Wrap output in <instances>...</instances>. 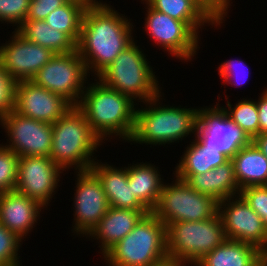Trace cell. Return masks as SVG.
<instances>
[{
  "mask_svg": "<svg viewBox=\"0 0 267 266\" xmlns=\"http://www.w3.org/2000/svg\"><path fill=\"white\" fill-rule=\"evenodd\" d=\"M124 17L106 3L85 9L76 50L88 73L97 76L134 42L133 25Z\"/></svg>",
  "mask_w": 267,
  "mask_h": 266,
  "instance_id": "1",
  "label": "cell"
},
{
  "mask_svg": "<svg viewBox=\"0 0 267 266\" xmlns=\"http://www.w3.org/2000/svg\"><path fill=\"white\" fill-rule=\"evenodd\" d=\"M134 103L129 96L99 81L85 89L76 107L101 141L112 135L129 141L135 126Z\"/></svg>",
  "mask_w": 267,
  "mask_h": 266,
  "instance_id": "2",
  "label": "cell"
},
{
  "mask_svg": "<svg viewBox=\"0 0 267 266\" xmlns=\"http://www.w3.org/2000/svg\"><path fill=\"white\" fill-rule=\"evenodd\" d=\"M52 130L49 156L53 162L63 171L72 166H76L74 169L79 171L90 169L95 162L92 154L102 145V141L92 131L85 115L76 106H72L52 124Z\"/></svg>",
  "mask_w": 267,
  "mask_h": 266,
  "instance_id": "3",
  "label": "cell"
},
{
  "mask_svg": "<svg viewBox=\"0 0 267 266\" xmlns=\"http://www.w3.org/2000/svg\"><path fill=\"white\" fill-rule=\"evenodd\" d=\"M160 97L161 94L146 102L148 108L135 110V126L129 141L165 145L197 132L199 109L160 106L157 104Z\"/></svg>",
  "mask_w": 267,
  "mask_h": 266,
  "instance_id": "4",
  "label": "cell"
},
{
  "mask_svg": "<svg viewBox=\"0 0 267 266\" xmlns=\"http://www.w3.org/2000/svg\"><path fill=\"white\" fill-rule=\"evenodd\" d=\"M109 266H152L168 257L167 227L152 212L104 255Z\"/></svg>",
  "mask_w": 267,
  "mask_h": 266,
  "instance_id": "5",
  "label": "cell"
},
{
  "mask_svg": "<svg viewBox=\"0 0 267 266\" xmlns=\"http://www.w3.org/2000/svg\"><path fill=\"white\" fill-rule=\"evenodd\" d=\"M97 77L107 87L132 100L139 98L137 100L145 103L161 93L146 55L135 42L123 50Z\"/></svg>",
  "mask_w": 267,
  "mask_h": 266,
  "instance_id": "6",
  "label": "cell"
},
{
  "mask_svg": "<svg viewBox=\"0 0 267 266\" xmlns=\"http://www.w3.org/2000/svg\"><path fill=\"white\" fill-rule=\"evenodd\" d=\"M226 240L223 223L217 213L202 221H180L167 228L168 257L196 264Z\"/></svg>",
  "mask_w": 267,
  "mask_h": 266,
  "instance_id": "7",
  "label": "cell"
},
{
  "mask_svg": "<svg viewBox=\"0 0 267 266\" xmlns=\"http://www.w3.org/2000/svg\"><path fill=\"white\" fill-rule=\"evenodd\" d=\"M152 213L168 228L175 222L202 221L214 217L218 213V201L176 177L174 184L163 183Z\"/></svg>",
  "mask_w": 267,
  "mask_h": 266,
  "instance_id": "8",
  "label": "cell"
},
{
  "mask_svg": "<svg viewBox=\"0 0 267 266\" xmlns=\"http://www.w3.org/2000/svg\"><path fill=\"white\" fill-rule=\"evenodd\" d=\"M88 71L78 51L55 54L32 78L36 85L62 96L77 106L84 92ZM80 99V100H79Z\"/></svg>",
  "mask_w": 267,
  "mask_h": 266,
  "instance_id": "9",
  "label": "cell"
},
{
  "mask_svg": "<svg viewBox=\"0 0 267 266\" xmlns=\"http://www.w3.org/2000/svg\"><path fill=\"white\" fill-rule=\"evenodd\" d=\"M218 105L198 110V128L194 134L204 146L214 148L231 159L252 140L229 118L224 107Z\"/></svg>",
  "mask_w": 267,
  "mask_h": 266,
  "instance_id": "10",
  "label": "cell"
},
{
  "mask_svg": "<svg viewBox=\"0 0 267 266\" xmlns=\"http://www.w3.org/2000/svg\"><path fill=\"white\" fill-rule=\"evenodd\" d=\"M233 198L218 202L226 238L254 245L267 255V229L261 217L240 194Z\"/></svg>",
  "mask_w": 267,
  "mask_h": 266,
  "instance_id": "11",
  "label": "cell"
},
{
  "mask_svg": "<svg viewBox=\"0 0 267 266\" xmlns=\"http://www.w3.org/2000/svg\"><path fill=\"white\" fill-rule=\"evenodd\" d=\"M0 124L6 130L9 144L4 145L22 156H49L51 152L52 124L37 121L15 111L2 117Z\"/></svg>",
  "mask_w": 267,
  "mask_h": 266,
  "instance_id": "12",
  "label": "cell"
},
{
  "mask_svg": "<svg viewBox=\"0 0 267 266\" xmlns=\"http://www.w3.org/2000/svg\"><path fill=\"white\" fill-rule=\"evenodd\" d=\"M147 9L145 28L150 38L172 57L185 61L193 58L199 48V36L185 22L173 19L149 5Z\"/></svg>",
  "mask_w": 267,
  "mask_h": 266,
  "instance_id": "13",
  "label": "cell"
},
{
  "mask_svg": "<svg viewBox=\"0 0 267 266\" xmlns=\"http://www.w3.org/2000/svg\"><path fill=\"white\" fill-rule=\"evenodd\" d=\"M62 171L50 156L19 157L15 190L44 207L54 195Z\"/></svg>",
  "mask_w": 267,
  "mask_h": 266,
  "instance_id": "14",
  "label": "cell"
},
{
  "mask_svg": "<svg viewBox=\"0 0 267 266\" xmlns=\"http://www.w3.org/2000/svg\"><path fill=\"white\" fill-rule=\"evenodd\" d=\"M76 183L73 230L77 235L88 236L107 213L109 203L99 178L91 169L79 171Z\"/></svg>",
  "mask_w": 267,
  "mask_h": 266,
  "instance_id": "15",
  "label": "cell"
},
{
  "mask_svg": "<svg viewBox=\"0 0 267 266\" xmlns=\"http://www.w3.org/2000/svg\"><path fill=\"white\" fill-rule=\"evenodd\" d=\"M11 41L0 46V63L17 81H28L55 55L50 49L26 40L16 29Z\"/></svg>",
  "mask_w": 267,
  "mask_h": 266,
  "instance_id": "16",
  "label": "cell"
},
{
  "mask_svg": "<svg viewBox=\"0 0 267 266\" xmlns=\"http://www.w3.org/2000/svg\"><path fill=\"white\" fill-rule=\"evenodd\" d=\"M71 107L62 96L36 85L31 80L17 83L14 111L21 115L54 124Z\"/></svg>",
  "mask_w": 267,
  "mask_h": 266,
  "instance_id": "17",
  "label": "cell"
},
{
  "mask_svg": "<svg viewBox=\"0 0 267 266\" xmlns=\"http://www.w3.org/2000/svg\"><path fill=\"white\" fill-rule=\"evenodd\" d=\"M43 208L45 207L37 201L17 190L2 193L0 194V223L22 239L34 228Z\"/></svg>",
  "mask_w": 267,
  "mask_h": 266,
  "instance_id": "18",
  "label": "cell"
},
{
  "mask_svg": "<svg viewBox=\"0 0 267 266\" xmlns=\"http://www.w3.org/2000/svg\"><path fill=\"white\" fill-rule=\"evenodd\" d=\"M150 212L148 210H132L109 207L104 217L88 234L93 239L97 238L104 255L118 241L128 235L138 222Z\"/></svg>",
  "mask_w": 267,
  "mask_h": 266,
  "instance_id": "19",
  "label": "cell"
},
{
  "mask_svg": "<svg viewBox=\"0 0 267 266\" xmlns=\"http://www.w3.org/2000/svg\"><path fill=\"white\" fill-rule=\"evenodd\" d=\"M90 169L99 178L109 207L147 210L133 195V190L128 184V167L118 169L107 163L99 164L95 161Z\"/></svg>",
  "mask_w": 267,
  "mask_h": 266,
  "instance_id": "20",
  "label": "cell"
},
{
  "mask_svg": "<svg viewBox=\"0 0 267 266\" xmlns=\"http://www.w3.org/2000/svg\"><path fill=\"white\" fill-rule=\"evenodd\" d=\"M194 266H267V255L254 245L226 238Z\"/></svg>",
  "mask_w": 267,
  "mask_h": 266,
  "instance_id": "21",
  "label": "cell"
},
{
  "mask_svg": "<svg viewBox=\"0 0 267 266\" xmlns=\"http://www.w3.org/2000/svg\"><path fill=\"white\" fill-rule=\"evenodd\" d=\"M186 182L196 191L206 194L218 202L240 194L231 160L213 170L192 175Z\"/></svg>",
  "mask_w": 267,
  "mask_h": 266,
  "instance_id": "22",
  "label": "cell"
},
{
  "mask_svg": "<svg viewBox=\"0 0 267 266\" xmlns=\"http://www.w3.org/2000/svg\"><path fill=\"white\" fill-rule=\"evenodd\" d=\"M240 190L249 186L267 185V157L251 142L231 159Z\"/></svg>",
  "mask_w": 267,
  "mask_h": 266,
  "instance_id": "23",
  "label": "cell"
},
{
  "mask_svg": "<svg viewBox=\"0 0 267 266\" xmlns=\"http://www.w3.org/2000/svg\"><path fill=\"white\" fill-rule=\"evenodd\" d=\"M193 140L190 146L186 147L175 170V176L183 181H187L192 175L213 170L230 160L216 149L204 146L196 137Z\"/></svg>",
  "mask_w": 267,
  "mask_h": 266,
  "instance_id": "24",
  "label": "cell"
},
{
  "mask_svg": "<svg viewBox=\"0 0 267 266\" xmlns=\"http://www.w3.org/2000/svg\"><path fill=\"white\" fill-rule=\"evenodd\" d=\"M161 175L150 163L128 166V184L133 195L149 211L152 212L158 203L163 182Z\"/></svg>",
  "mask_w": 267,
  "mask_h": 266,
  "instance_id": "25",
  "label": "cell"
},
{
  "mask_svg": "<svg viewBox=\"0 0 267 266\" xmlns=\"http://www.w3.org/2000/svg\"><path fill=\"white\" fill-rule=\"evenodd\" d=\"M16 29L26 40L48 48L55 54L76 50V44L65 33L51 28L45 20H25Z\"/></svg>",
  "mask_w": 267,
  "mask_h": 266,
  "instance_id": "26",
  "label": "cell"
},
{
  "mask_svg": "<svg viewBox=\"0 0 267 266\" xmlns=\"http://www.w3.org/2000/svg\"><path fill=\"white\" fill-rule=\"evenodd\" d=\"M151 8L185 22L197 35L204 23L216 22L194 0H141Z\"/></svg>",
  "mask_w": 267,
  "mask_h": 266,
  "instance_id": "27",
  "label": "cell"
},
{
  "mask_svg": "<svg viewBox=\"0 0 267 266\" xmlns=\"http://www.w3.org/2000/svg\"><path fill=\"white\" fill-rule=\"evenodd\" d=\"M86 8L82 3L68 0L49 13L45 21L51 28L65 33L77 45Z\"/></svg>",
  "mask_w": 267,
  "mask_h": 266,
  "instance_id": "28",
  "label": "cell"
},
{
  "mask_svg": "<svg viewBox=\"0 0 267 266\" xmlns=\"http://www.w3.org/2000/svg\"><path fill=\"white\" fill-rule=\"evenodd\" d=\"M227 106L228 109L224 108V110L229 118L243 129L251 140L259 135V117L256 101L243 99V101H238L234 108L227 101Z\"/></svg>",
  "mask_w": 267,
  "mask_h": 266,
  "instance_id": "29",
  "label": "cell"
},
{
  "mask_svg": "<svg viewBox=\"0 0 267 266\" xmlns=\"http://www.w3.org/2000/svg\"><path fill=\"white\" fill-rule=\"evenodd\" d=\"M19 156L10 148L0 146V194L15 190Z\"/></svg>",
  "mask_w": 267,
  "mask_h": 266,
  "instance_id": "30",
  "label": "cell"
},
{
  "mask_svg": "<svg viewBox=\"0 0 267 266\" xmlns=\"http://www.w3.org/2000/svg\"><path fill=\"white\" fill-rule=\"evenodd\" d=\"M20 239L0 223V266H19Z\"/></svg>",
  "mask_w": 267,
  "mask_h": 266,
  "instance_id": "31",
  "label": "cell"
},
{
  "mask_svg": "<svg viewBox=\"0 0 267 266\" xmlns=\"http://www.w3.org/2000/svg\"><path fill=\"white\" fill-rule=\"evenodd\" d=\"M17 83L0 63V119L15 109Z\"/></svg>",
  "mask_w": 267,
  "mask_h": 266,
  "instance_id": "32",
  "label": "cell"
},
{
  "mask_svg": "<svg viewBox=\"0 0 267 266\" xmlns=\"http://www.w3.org/2000/svg\"><path fill=\"white\" fill-rule=\"evenodd\" d=\"M30 0H0V21L19 27L29 11Z\"/></svg>",
  "mask_w": 267,
  "mask_h": 266,
  "instance_id": "33",
  "label": "cell"
},
{
  "mask_svg": "<svg viewBox=\"0 0 267 266\" xmlns=\"http://www.w3.org/2000/svg\"><path fill=\"white\" fill-rule=\"evenodd\" d=\"M240 195L261 217L263 225L267 229V185L246 187L240 190Z\"/></svg>",
  "mask_w": 267,
  "mask_h": 266,
  "instance_id": "34",
  "label": "cell"
},
{
  "mask_svg": "<svg viewBox=\"0 0 267 266\" xmlns=\"http://www.w3.org/2000/svg\"><path fill=\"white\" fill-rule=\"evenodd\" d=\"M68 0H30L29 11L26 20H45L49 13Z\"/></svg>",
  "mask_w": 267,
  "mask_h": 266,
  "instance_id": "35",
  "label": "cell"
},
{
  "mask_svg": "<svg viewBox=\"0 0 267 266\" xmlns=\"http://www.w3.org/2000/svg\"><path fill=\"white\" fill-rule=\"evenodd\" d=\"M238 65H239V67L242 68V69H240V72H243L244 71L243 68H244V66L246 67V65H244V62L242 60H238V59L237 60H233L232 59V60L225 61V62L221 63V65H219V67H218L219 76H221V78L224 81H226L228 84H232V85H235V86L243 84L245 82V80H244V78L246 77L245 75H244L245 77L243 76L244 77L243 78L244 82H242L243 81L242 79L239 80L240 82L237 81L238 74L240 73V72L237 73V71L239 69V68L237 69ZM241 70H243V71H241ZM247 72L250 73L249 71H247ZM248 73H247V76L249 77ZM234 78L236 80L235 82L232 81V79L234 80Z\"/></svg>",
  "mask_w": 267,
  "mask_h": 266,
  "instance_id": "36",
  "label": "cell"
},
{
  "mask_svg": "<svg viewBox=\"0 0 267 266\" xmlns=\"http://www.w3.org/2000/svg\"><path fill=\"white\" fill-rule=\"evenodd\" d=\"M259 117V135L267 133V89L256 102Z\"/></svg>",
  "mask_w": 267,
  "mask_h": 266,
  "instance_id": "37",
  "label": "cell"
},
{
  "mask_svg": "<svg viewBox=\"0 0 267 266\" xmlns=\"http://www.w3.org/2000/svg\"><path fill=\"white\" fill-rule=\"evenodd\" d=\"M215 22L221 25L225 17L209 0H194Z\"/></svg>",
  "mask_w": 267,
  "mask_h": 266,
  "instance_id": "38",
  "label": "cell"
},
{
  "mask_svg": "<svg viewBox=\"0 0 267 266\" xmlns=\"http://www.w3.org/2000/svg\"><path fill=\"white\" fill-rule=\"evenodd\" d=\"M252 142L267 157V133L257 135Z\"/></svg>",
  "mask_w": 267,
  "mask_h": 266,
  "instance_id": "39",
  "label": "cell"
},
{
  "mask_svg": "<svg viewBox=\"0 0 267 266\" xmlns=\"http://www.w3.org/2000/svg\"><path fill=\"white\" fill-rule=\"evenodd\" d=\"M223 15H227L230 0H209Z\"/></svg>",
  "mask_w": 267,
  "mask_h": 266,
  "instance_id": "40",
  "label": "cell"
},
{
  "mask_svg": "<svg viewBox=\"0 0 267 266\" xmlns=\"http://www.w3.org/2000/svg\"><path fill=\"white\" fill-rule=\"evenodd\" d=\"M187 262L179 261L177 259H172L167 257L166 259L158 262L152 266H186Z\"/></svg>",
  "mask_w": 267,
  "mask_h": 266,
  "instance_id": "41",
  "label": "cell"
},
{
  "mask_svg": "<svg viewBox=\"0 0 267 266\" xmlns=\"http://www.w3.org/2000/svg\"><path fill=\"white\" fill-rule=\"evenodd\" d=\"M82 3L85 7H94L103 4L101 1L96 0H73Z\"/></svg>",
  "mask_w": 267,
  "mask_h": 266,
  "instance_id": "42",
  "label": "cell"
}]
</instances>
